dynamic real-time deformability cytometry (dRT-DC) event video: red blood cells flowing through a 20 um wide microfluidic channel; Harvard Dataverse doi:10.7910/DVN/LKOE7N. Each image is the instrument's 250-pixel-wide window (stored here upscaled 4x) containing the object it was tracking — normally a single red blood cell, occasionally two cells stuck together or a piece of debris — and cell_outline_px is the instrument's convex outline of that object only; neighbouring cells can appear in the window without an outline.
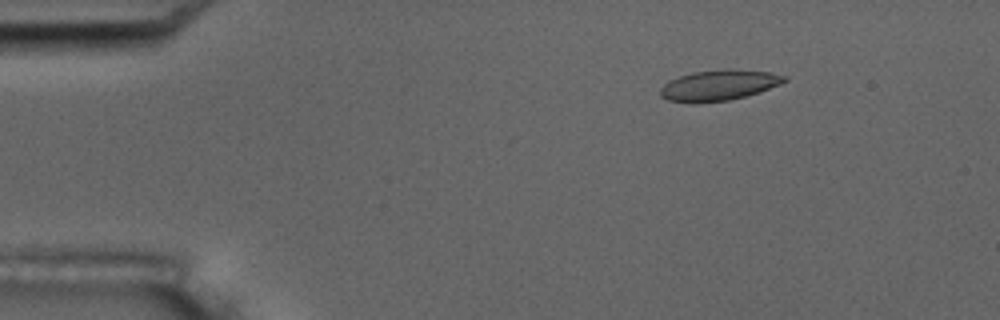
{"species": "common noctule bat (a hibernating species)", "species_latin": "Nyctalus noctula", "temperature_condition": "room temperature", "stored_images_in_passage": 6, "camera_frame_rate_fps": 3000, "um_per_image_px": 0.085, "animal": {"sex": "male", "body_mass_g": 17.5, "forearm_length_mm": 52.3}, "frame": {"image": 1, "passage_image": 3, "time_ms": 2.333, "image_size_px": [1000, 320], "cell_outline_px": [[788, 80], [780, 84], [760, 92], [728, 100], [692, 104], [668, 100], [660, 96], [660, 88], [668, 80], [692, 72], [728, 68], [772, 72], [788, 76]], "centroid_in_image_um": [61.1, 7.24], "position_along_channel_um": 23.9, "area_um2": 22.48}}